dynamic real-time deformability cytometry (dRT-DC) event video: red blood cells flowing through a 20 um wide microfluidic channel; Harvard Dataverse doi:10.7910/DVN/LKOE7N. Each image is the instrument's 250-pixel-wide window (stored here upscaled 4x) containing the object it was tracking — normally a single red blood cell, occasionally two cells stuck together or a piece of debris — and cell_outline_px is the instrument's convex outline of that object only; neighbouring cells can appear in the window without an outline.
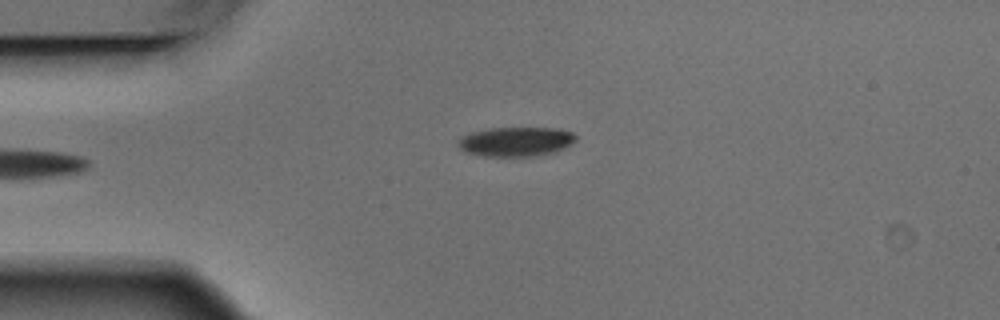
{"species": "Egyptian fruit bat (a non-hibernating species)", "species_latin": "Rousettus aegyptiacus", "temperature_condition": "warm", "stored_images_in_passage": 4, "camera_frame_rate_fps": 3000, "um_per_image_px": 0.085, "animal": {"sex": "male"}, "frame": {"image": 1, "passage_image": 4, "time_ms": 1.0, "image_size_px": [1000, 320], "cell_outline_px": [[576, 140], [572, 144], [556, 152], [536, 156], [484, 156], [468, 152], [460, 148], [456, 144], [460, 136], [472, 132], [488, 128], [560, 128], [572, 132], [576, 136]], "centroid_in_image_um": [43.87, 12.03], "position_along_channel_um": 41.1, "area_um2": 20.35}}